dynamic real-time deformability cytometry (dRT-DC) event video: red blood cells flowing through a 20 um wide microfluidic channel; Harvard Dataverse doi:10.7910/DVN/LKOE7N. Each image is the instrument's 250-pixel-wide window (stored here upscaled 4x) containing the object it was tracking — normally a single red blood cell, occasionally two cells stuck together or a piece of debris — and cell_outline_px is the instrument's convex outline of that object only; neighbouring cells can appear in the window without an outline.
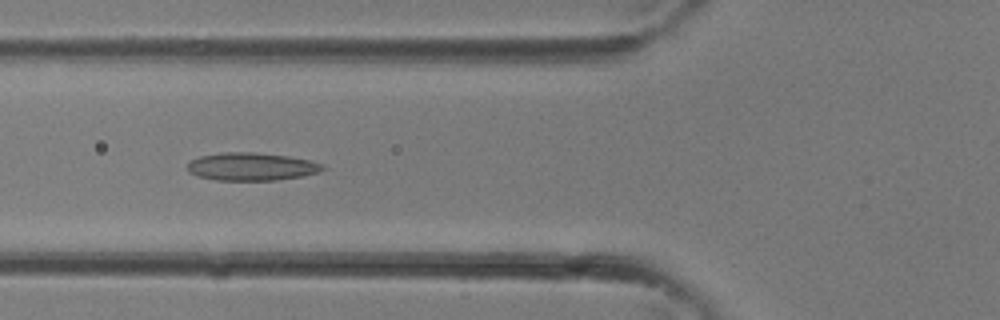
{"species": "common noctule bat (a hibernating species)", "species_latin": "Nyctalus noctula", "temperature_condition": "room temperature", "stored_images_in_passage": 33, "camera_frame_rate_fps": 3000, "um_per_image_px": 0.085, "animal": {"sex": "female"}, "frame": {"image": 1, "passage_image": 12, "time_ms": 3.667, "image_size_px": [1000, 320], "cell_outline_px": [[328, 168], [320, 172], [304, 176], [276, 180], [216, 180], [196, 176], [188, 172], [188, 160], [200, 156], [220, 152], [256, 152], [288, 156], [308, 160], [324, 164]], "centroid_in_image_um": [21.38, 14.16], "position_along_channel_um": 104.4, "area_um2": 22.31}}
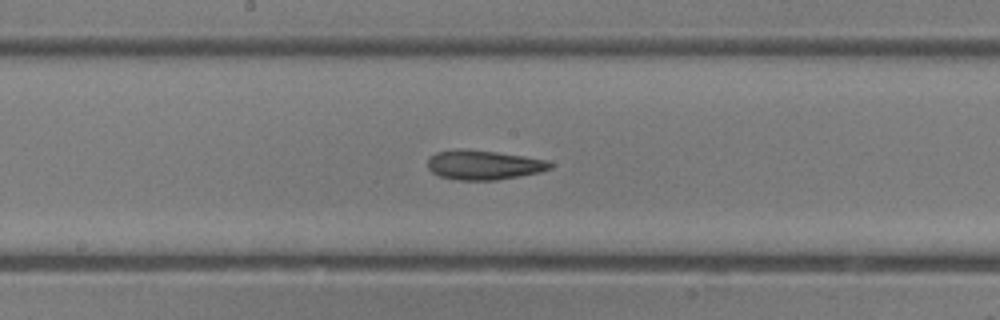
{"frame": {"image": 2, "passage_image": 17, "time_ms": 5.333, "image_size_px": [1000, 320], "cell_outline_px": [[552, 168], [540, 172], [520, 176], [496, 180], [460, 180], [440, 176], [432, 172], [428, 168], [428, 160], [436, 152], [496, 152], [524, 156], [548, 160], [552, 164]], "centroid_in_image_um": [41.2, 14.07], "position_along_channel_um": 207.0, "area_um2": 20.11}}
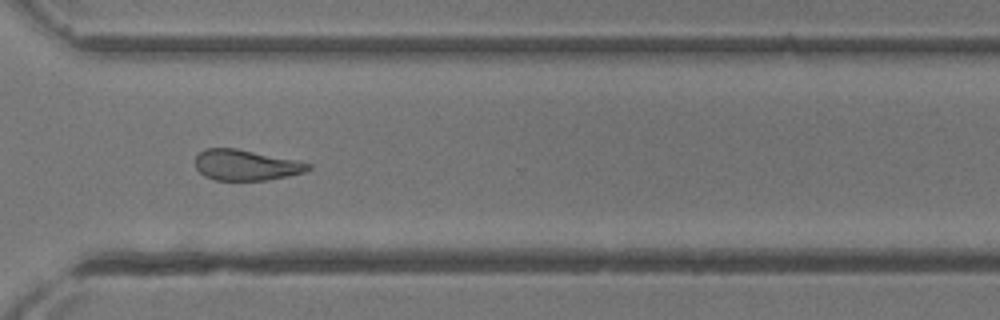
{"frame": {"image": 3, "passage_image": 24, "time_ms": 7.667, "image_size_px": [1000, 320], "cell_outline_px": [[312, 168], [304, 172], [288, 176], [268, 180], [216, 180], [204, 176], [196, 168], [196, 156], [204, 148], [236, 148], [300, 160], [312, 164]], "centroid_in_image_um": [20.94, 14.02], "position_along_channel_um": 349.7, "area_um2": 20.4}}